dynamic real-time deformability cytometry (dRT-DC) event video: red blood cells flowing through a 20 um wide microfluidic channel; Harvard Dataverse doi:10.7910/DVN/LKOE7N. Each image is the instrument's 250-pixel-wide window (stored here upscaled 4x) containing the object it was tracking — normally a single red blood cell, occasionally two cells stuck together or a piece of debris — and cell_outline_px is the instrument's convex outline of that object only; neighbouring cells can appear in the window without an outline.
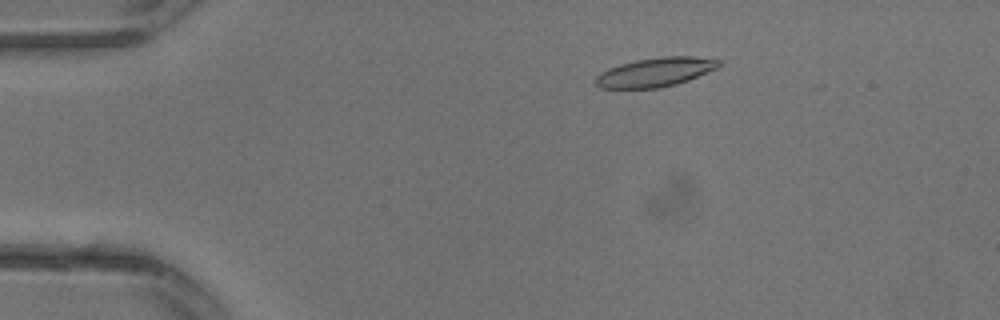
{"species": "common noctule bat (a hibernating species)", "species_latin": "Nyctalus noctula", "temperature_condition": "warm", "stored_images_in_passage": 14, "camera_frame_rate_fps": 3000, "um_per_image_px": 0.085, "animal": {"sex": "male", "body_mass_g": 13.3}, "frame": {"image": 1, "passage_image": 6, "time_ms": 1.667, "image_size_px": [1000, 320], "cell_outline_px": [[720, 64], [716, 68], [688, 80], [676, 84], [660, 88], [600, 88], [596, 84], [596, 76], [600, 72], [608, 68], [620, 64], [636, 60], [660, 56], [692, 56], [720, 60]], "centroid_in_image_um": [55.68, 6.13], "position_along_channel_um": 29.3, "area_um2": 20.75}}
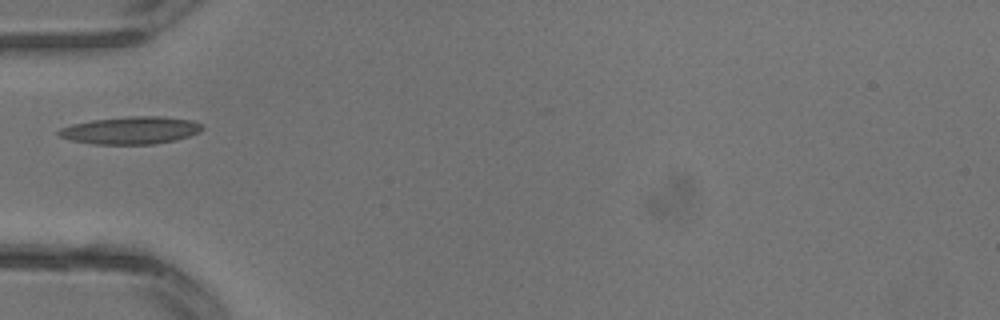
{"frame": {"image": 2, "passage_image": 11, "time_ms": 3.333, "image_size_px": [1000, 320], "cell_outline_px": [[204, 128], [200, 132], [176, 140], [152, 144], [92, 144], [72, 140], [60, 136], [56, 132], [60, 128], [72, 124], [92, 120], [128, 116], [164, 116], [192, 120], [200, 124]], "centroid_in_image_um": [11.12, 11.07], "position_along_channel_um": 73.9, "area_um2": 23.0}}
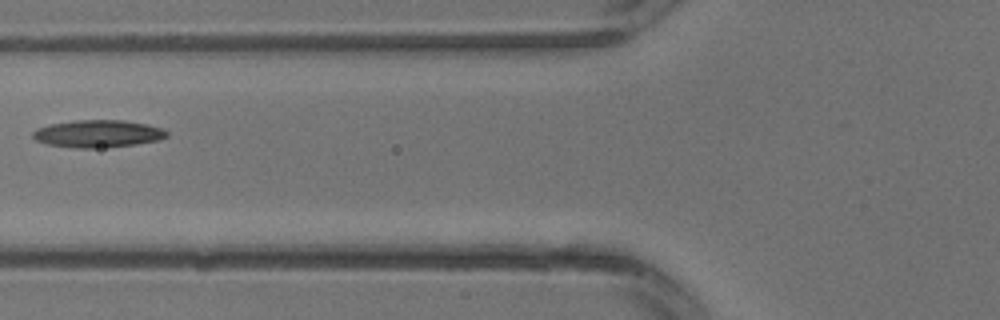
{"frame": {"image": 3, "passage_image": 13, "time_ms": 4.0, "image_size_px": [1000, 320], "cell_outline_px": [[168, 136], [160, 140], [136, 144], [100, 148], [72, 148], [48, 144], [36, 140], [32, 136], [32, 132], [36, 128], [52, 124], [76, 120], [124, 120], [144, 124], [160, 128], [168, 132]], "centroid_in_image_um": [8.31, 11.37], "position_along_channel_um": 117.5, "area_um2": 21.33}}